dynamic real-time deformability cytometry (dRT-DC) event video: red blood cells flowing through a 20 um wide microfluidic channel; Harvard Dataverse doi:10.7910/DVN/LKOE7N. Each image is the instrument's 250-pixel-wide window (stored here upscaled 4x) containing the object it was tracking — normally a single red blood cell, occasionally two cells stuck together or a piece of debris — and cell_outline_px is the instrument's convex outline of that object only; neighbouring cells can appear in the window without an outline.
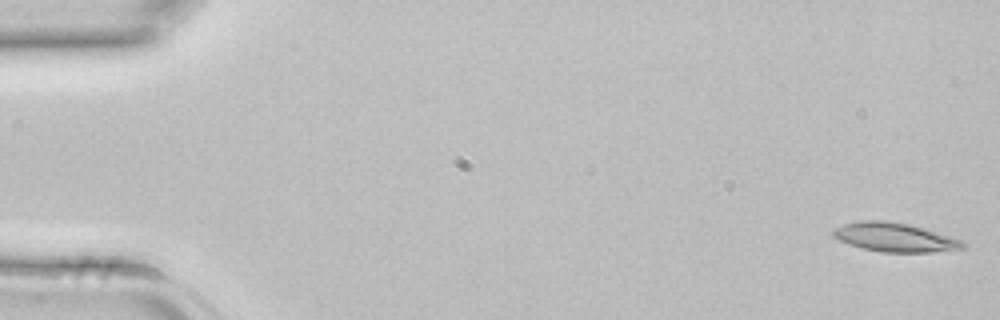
{"species": "common noctule bat (a hibernating species)", "species_latin": "Nyctalus noctula", "temperature_condition": "room temperature", "stored_images_in_passage": 4, "camera_frame_rate_fps": 3000, "um_per_image_px": 0.085, "animal": {"sex": "female", "body_mass_g": 22.7, "forearm_length_mm": 54.2}, "frame": {"image": 1, "passage_image": 1, "time_ms": 0.0, "image_size_px": [1000, 320], "cell_outline_px": [[968, 244], [964, 248], [932, 252], [880, 252], [848, 244], [832, 236], [832, 232], [836, 228], [844, 224], [860, 220], [884, 220], [908, 224], [924, 228], [964, 240]], "centroid_in_image_um": [76.09, 20.17], "position_along_channel_um": 8.9, "area_um2": 21.91}}